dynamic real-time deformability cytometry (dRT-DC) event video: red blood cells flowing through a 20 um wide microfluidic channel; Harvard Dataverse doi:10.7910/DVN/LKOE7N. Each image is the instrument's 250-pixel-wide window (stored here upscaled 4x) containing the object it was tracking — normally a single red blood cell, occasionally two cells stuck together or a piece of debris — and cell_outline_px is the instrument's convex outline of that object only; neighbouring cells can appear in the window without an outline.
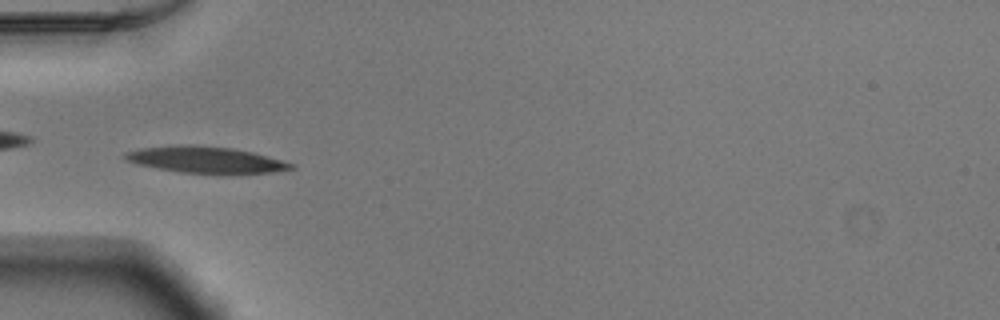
{"species": "Egyptian fruit bat (a non-hibernating species)", "species_latin": "Rousettus aegyptiacus", "temperature_condition": "warm", "stored_images_in_passage": 52, "camera_frame_rate_fps": 3000, "um_per_image_px": 0.085, "animal": {"sex": "male"}, "frame": {"image": 1, "passage_image": 17, "time_ms": 5.333, "image_size_px": [1000, 320], "cell_outline_px": [[296, 168], [272, 172], [224, 176], [180, 172], [156, 168], [136, 164], [124, 160], [120, 156], [124, 152], [140, 148], [176, 144], [192, 144], [232, 148], [252, 152], [280, 160], [292, 164]], "centroid_in_image_um": [17.42, 13.6], "position_along_channel_um": 67.6, "area_um2": 26.53}}
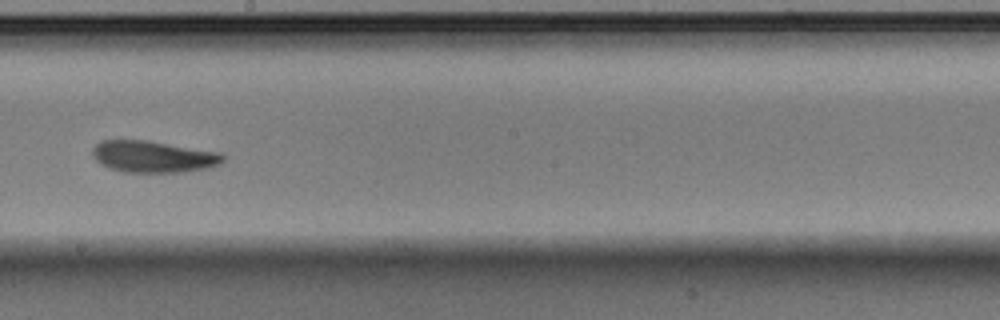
{"frame": {"image": 2, "passage_image": 30, "time_ms": 9.667, "image_size_px": [1000, 320], "cell_outline_px": [[224, 160], [220, 164], [208, 168], [184, 172], [124, 172], [108, 168], [100, 164], [92, 156], [92, 148], [100, 140], [148, 140], [220, 152], [224, 156]], "centroid_in_image_um": [13.01, 13.31], "position_along_channel_um": 235.2, "area_um2": 24.33}}
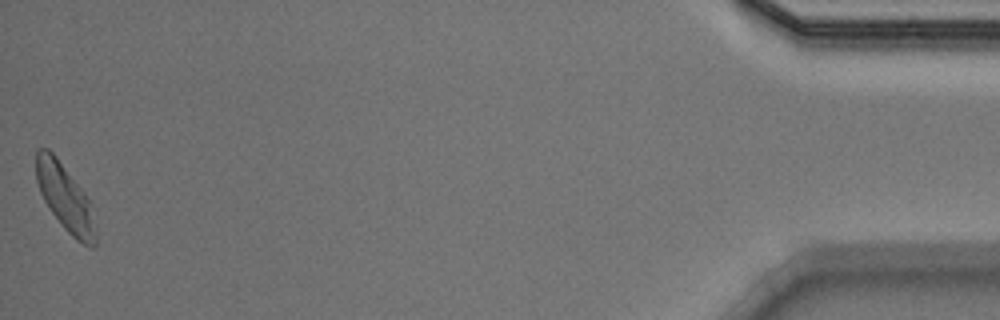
{"frame": {"image": 3, "passage_image": 52, "time_ms": 17.0, "image_size_px": [1000, 320], "cell_outline_px": [[96, 244], [92, 248], [76, 240], [64, 228], [52, 212], [44, 200], [40, 192], [36, 180], [36, 148], [48, 148], [56, 156], [84, 192], [88, 200], [96, 236]], "centroid_in_image_um": [5.49, 16.78], "position_along_channel_um": 429.7, "area_um2": 22.54}, "authors_computed_cell_mechanics": {"area_um2": 23.2645, "velocity_mm_per_s": 3.876, "shape_relaxation_time_tau1_ms": 5.4303, "shape_relaxation_time_tau2_ms": null, "deformation_change_tau1": 0.1651, "deformation_change_tau2": null}}